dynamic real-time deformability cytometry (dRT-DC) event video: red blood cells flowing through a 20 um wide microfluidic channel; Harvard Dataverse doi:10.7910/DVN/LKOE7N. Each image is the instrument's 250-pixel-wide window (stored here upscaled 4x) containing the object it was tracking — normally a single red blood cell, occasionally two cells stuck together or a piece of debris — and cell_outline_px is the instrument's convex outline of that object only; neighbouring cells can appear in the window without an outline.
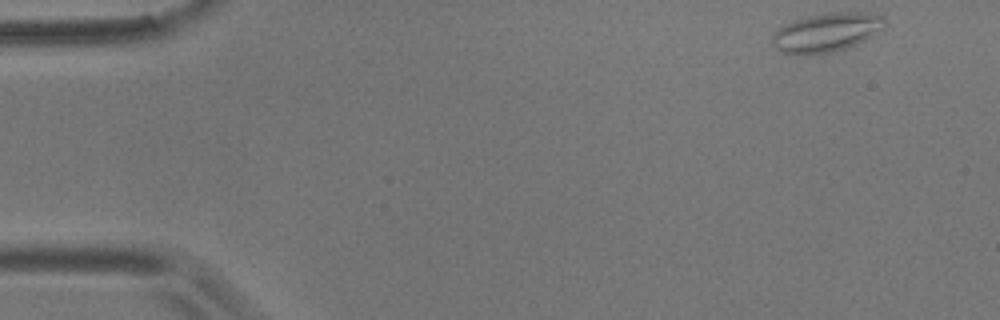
{"species": "common noctule bat (a hibernating species)", "species_latin": "Nyctalus noctula", "temperature_condition": "room temperature", "stored_images_in_passage": 53, "camera_frame_rate_fps": 3000, "um_per_image_px": 0.085, "animal": {"sex": "male", "body_mass_g": 17.9}, "frame": {"image": 1, "passage_image": 1, "time_ms": 0.0, "image_size_px": [1000, 320], "cell_outline_px": [[884, 24], [872, 36], [856, 44], [832, 52], [812, 56], [796, 56], [780, 52], [772, 44], [772, 36], [780, 28], [796, 20], [812, 16], [832, 12], [860, 12], [884, 16]], "centroid_in_image_um": [70.21, 2.8], "position_along_channel_um": 14.8, "area_um2": 25.26}}
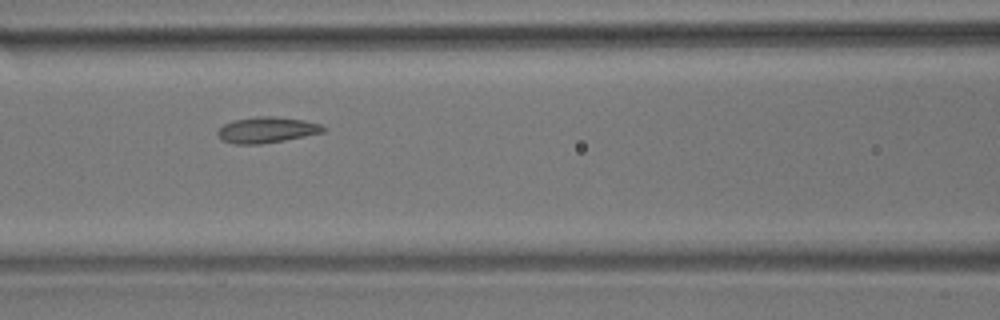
{"frame": {"image": 2, "passage_image": 21, "time_ms": 6.667, "image_size_px": [1000, 320], "cell_outline_px": [[324, 132], [284, 140], [260, 144], [232, 144], [220, 140], [216, 132], [224, 124], [232, 120], [256, 116], [268, 116], [304, 120], [320, 124], [324, 128]], "centroid_in_image_um": [22.61, 11.05], "position_along_channel_um": 144.0, "area_um2": 15.9}}
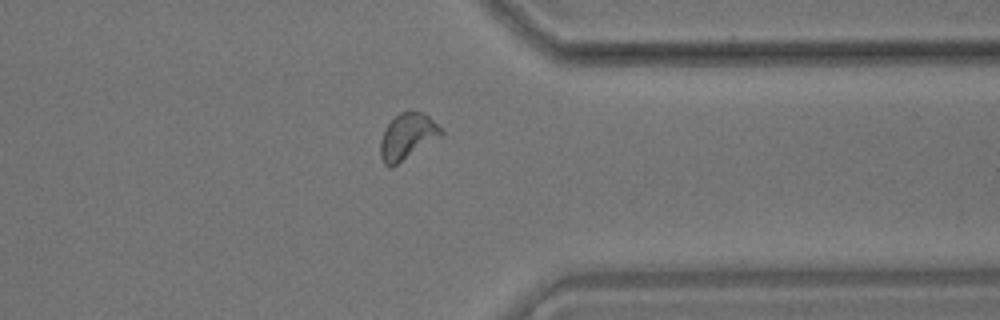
{"frame": {"image": 3, "passage_image": 41, "time_ms": 13.333, "image_size_px": [1000, 320], "cell_outline_px": [[444, 132], [440, 136], [392, 168], [388, 168], [384, 164], [380, 156], [380, 140], [384, 128], [400, 112], [424, 112]], "centroid_in_image_um": [34.58, 11.63], "position_along_channel_um": 376.8, "area_um2": 16.07}, "authors_computed_cell_mechanics": {"area_um2": 16.0684, "velocity_mm_per_s": 3.5752, "shape_relaxation_time_tau1_ms": 6.4924, "shape_relaxation_time_tau2_ms": 1.7997, "deformation_change_tau1": 0.1149, "deformation_change_tau2": 0.0689}}